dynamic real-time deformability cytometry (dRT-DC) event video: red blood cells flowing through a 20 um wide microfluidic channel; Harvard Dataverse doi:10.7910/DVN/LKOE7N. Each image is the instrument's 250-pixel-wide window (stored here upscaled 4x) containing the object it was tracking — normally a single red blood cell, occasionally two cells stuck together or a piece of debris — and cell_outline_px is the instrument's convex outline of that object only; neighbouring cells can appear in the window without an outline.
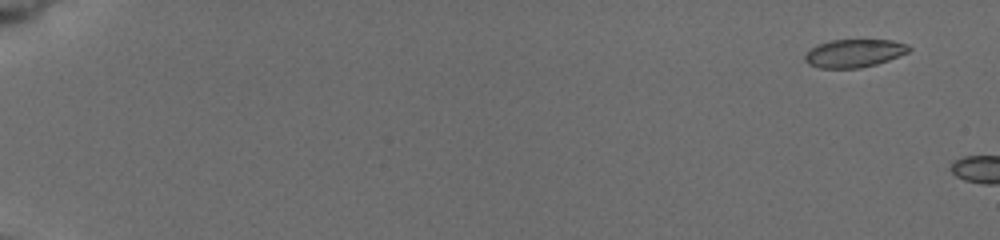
{"species": "common noctule bat (a hibernating species)", "species_latin": "Nyctalus noctula", "temperature_condition": "cold", "stored_images_in_passage": 4, "camera_frame_rate_fps": 3000, "um_per_image_px": 0.085, "animal": {"sex": "female", "body_mass_g": 19.5, "forearm_length_mm": 54.1}, "frame": {"image": 1, "passage_image": 2, "time_ms": 0.667, "image_size_px": [1000, 240], "cell_outline_px": [[912, 48], [908, 52], [888, 60], [876, 64], [860, 68], [820, 68], [808, 64], [804, 60], [804, 56], [816, 44], [832, 40], [892, 40], [908, 44]], "centroid_in_image_um": [72.6, 4.52], "position_along_channel_um": 12.4, "area_um2": 16.99}}